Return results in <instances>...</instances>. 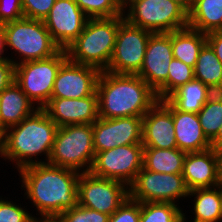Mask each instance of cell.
Returning <instances> with one entry per match:
<instances>
[{
  "label": "cell",
  "instance_id": "cell-1",
  "mask_svg": "<svg viewBox=\"0 0 222 222\" xmlns=\"http://www.w3.org/2000/svg\"><path fill=\"white\" fill-rule=\"evenodd\" d=\"M17 172L24 199L35 207L37 218H58L78 204L79 172L49 163L29 165Z\"/></svg>",
  "mask_w": 222,
  "mask_h": 222
},
{
  "label": "cell",
  "instance_id": "cell-2",
  "mask_svg": "<svg viewBox=\"0 0 222 222\" xmlns=\"http://www.w3.org/2000/svg\"><path fill=\"white\" fill-rule=\"evenodd\" d=\"M57 128L43 109H37L3 132L1 160L12 162L9 164L17 171L29 165L48 163Z\"/></svg>",
  "mask_w": 222,
  "mask_h": 222
},
{
  "label": "cell",
  "instance_id": "cell-3",
  "mask_svg": "<svg viewBox=\"0 0 222 222\" xmlns=\"http://www.w3.org/2000/svg\"><path fill=\"white\" fill-rule=\"evenodd\" d=\"M98 117L144 116L158 101L156 92L138 75L101 71L97 80Z\"/></svg>",
  "mask_w": 222,
  "mask_h": 222
},
{
  "label": "cell",
  "instance_id": "cell-4",
  "mask_svg": "<svg viewBox=\"0 0 222 222\" xmlns=\"http://www.w3.org/2000/svg\"><path fill=\"white\" fill-rule=\"evenodd\" d=\"M123 16L89 18L84 30L66 49L68 59L104 71L111 60L119 24Z\"/></svg>",
  "mask_w": 222,
  "mask_h": 222
},
{
  "label": "cell",
  "instance_id": "cell-5",
  "mask_svg": "<svg viewBox=\"0 0 222 222\" xmlns=\"http://www.w3.org/2000/svg\"><path fill=\"white\" fill-rule=\"evenodd\" d=\"M3 27L5 53L9 54L8 50H10L11 56L9 54L7 58L15 66L51 57L60 50L42 20L22 18L5 23Z\"/></svg>",
  "mask_w": 222,
  "mask_h": 222
},
{
  "label": "cell",
  "instance_id": "cell-6",
  "mask_svg": "<svg viewBox=\"0 0 222 222\" xmlns=\"http://www.w3.org/2000/svg\"><path fill=\"white\" fill-rule=\"evenodd\" d=\"M94 158L93 124L57 128L49 164L85 173L90 171Z\"/></svg>",
  "mask_w": 222,
  "mask_h": 222
},
{
  "label": "cell",
  "instance_id": "cell-7",
  "mask_svg": "<svg viewBox=\"0 0 222 222\" xmlns=\"http://www.w3.org/2000/svg\"><path fill=\"white\" fill-rule=\"evenodd\" d=\"M123 17L152 33H170L188 27V12L172 0H134L123 9Z\"/></svg>",
  "mask_w": 222,
  "mask_h": 222
},
{
  "label": "cell",
  "instance_id": "cell-8",
  "mask_svg": "<svg viewBox=\"0 0 222 222\" xmlns=\"http://www.w3.org/2000/svg\"><path fill=\"white\" fill-rule=\"evenodd\" d=\"M67 59V51L60 49L51 57L15 66V82L38 109L51 99L57 72Z\"/></svg>",
  "mask_w": 222,
  "mask_h": 222
},
{
  "label": "cell",
  "instance_id": "cell-9",
  "mask_svg": "<svg viewBox=\"0 0 222 222\" xmlns=\"http://www.w3.org/2000/svg\"><path fill=\"white\" fill-rule=\"evenodd\" d=\"M188 194L189 189L182 174L157 173L144 168L129 186V197L140 203L162 202L179 205L180 200H187Z\"/></svg>",
  "mask_w": 222,
  "mask_h": 222
},
{
  "label": "cell",
  "instance_id": "cell-10",
  "mask_svg": "<svg viewBox=\"0 0 222 222\" xmlns=\"http://www.w3.org/2000/svg\"><path fill=\"white\" fill-rule=\"evenodd\" d=\"M152 34L124 19L119 24L114 51L105 71L137 75L142 67L147 43Z\"/></svg>",
  "mask_w": 222,
  "mask_h": 222
},
{
  "label": "cell",
  "instance_id": "cell-11",
  "mask_svg": "<svg viewBox=\"0 0 222 222\" xmlns=\"http://www.w3.org/2000/svg\"><path fill=\"white\" fill-rule=\"evenodd\" d=\"M143 151L142 144H130L97 152L89 172L96 177L121 181L129 187L143 168Z\"/></svg>",
  "mask_w": 222,
  "mask_h": 222
},
{
  "label": "cell",
  "instance_id": "cell-12",
  "mask_svg": "<svg viewBox=\"0 0 222 222\" xmlns=\"http://www.w3.org/2000/svg\"><path fill=\"white\" fill-rule=\"evenodd\" d=\"M129 197V187L118 180L80 173L78 204L111 216Z\"/></svg>",
  "mask_w": 222,
  "mask_h": 222
},
{
  "label": "cell",
  "instance_id": "cell-13",
  "mask_svg": "<svg viewBox=\"0 0 222 222\" xmlns=\"http://www.w3.org/2000/svg\"><path fill=\"white\" fill-rule=\"evenodd\" d=\"M142 126L143 116L99 117L93 123L95 153L122 145L142 144Z\"/></svg>",
  "mask_w": 222,
  "mask_h": 222
},
{
  "label": "cell",
  "instance_id": "cell-14",
  "mask_svg": "<svg viewBox=\"0 0 222 222\" xmlns=\"http://www.w3.org/2000/svg\"><path fill=\"white\" fill-rule=\"evenodd\" d=\"M88 19L74 0H56L43 21L56 45L66 50L82 33Z\"/></svg>",
  "mask_w": 222,
  "mask_h": 222
},
{
  "label": "cell",
  "instance_id": "cell-15",
  "mask_svg": "<svg viewBox=\"0 0 222 222\" xmlns=\"http://www.w3.org/2000/svg\"><path fill=\"white\" fill-rule=\"evenodd\" d=\"M100 72L96 67L67 59L57 72L51 98L78 99L92 95Z\"/></svg>",
  "mask_w": 222,
  "mask_h": 222
},
{
  "label": "cell",
  "instance_id": "cell-16",
  "mask_svg": "<svg viewBox=\"0 0 222 222\" xmlns=\"http://www.w3.org/2000/svg\"><path fill=\"white\" fill-rule=\"evenodd\" d=\"M144 148H177L173 122V104L159 100L144 116L142 126Z\"/></svg>",
  "mask_w": 222,
  "mask_h": 222
},
{
  "label": "cell",
  "instance_id": "cell-17",
  "mask_svg": "<svg viewBox=\"0 0 222 222\" xmlns=\"http://www.w3.org/2000/svg\"><path fill=\"white\" fill-rule=\"evenodd\" d=\"M174 58L170 33H153L147 43L142 67L137 74L154 91L168 78L169 64Z\"/></svg>",
  "mask_w": 222,
  "mask_h": 222
},
{
  "label": "cell",
  "instance_id": "cell-18",
  "mask_svg": "<svg viewBox=\"0 0 222 222\" xmlns=\"http://www.w3.org/2000/svg\"><path fill=\"white\" fill-rule=\"evenodd\" d=\"M58 127L93 124L98 117V95L78 99L51 98L42 108Z\"/></svg>",
  "mask_w": 222,
  "mask_h": 222
},
{
  "label": "cell",
  "instance_id": "cell-19",
  "mask_svg": "<svg viewBox=\"0 0 222 222\" xmlns=\"http://www.w3.org/2000/svg\"><path fill=\"white\" fill-rule=\"evenodd\" d=\"M182 175L189 191L217 187L214 148L202 152L187 153L184 159Z\"/></svg>",
  "mask_w": 222,
  "mask_h": 222
},
{
  "label": "cell",
  "instance_id": "cell-20",
  "mask_svg": "<svg viewBox=\"0 0 222 222\" xmlns=\"http://www.w3.org/2000/svg\"><path fill=\"white\" fill-rule=\"evenodd\" d=\"M173 122L178 149L193 153L212 148L203 133L197 113L183 112L173 105Z\"/></svg>",
  "mask_w": 222,
  "mask_h": 222
},
{
  "label": "cell",
  "instance_id": "cell-21",
  "mask_svg": "<svg viewBox=\"0 0 222 222\" xmlns=\"http://www.w3.org/2000/svg\"><path fill=\"white\" fill-rule=\"evenodd\" d=\"M37 109L14 80L0 93V133L19 124Z\"/></svg>",
  "mask_w": 222,
  "mask_h": 222
},
{
  "label": "cell",
  "instance_id": "cell-22",
  "mask_svg": "<svg viewBox=\"0 0 222 222\" xmlns=\"http://www.w3.org/2000/svg\"><path fill=\"white\" fill-rule=\"evenodd\" d=\"M187 197V201L191 198L188 202L193 204L192 215L188 217L194 215V219L222 222V195L219 186L191 190Z\"/></svg>",
  "mask_w": 222,
  "mask_h": 222
},
{
  "label": "cell",
  "instance_id": "cell-23",
  "mask_svg": "<svg viewBox=\"0 0 222 222\" xmlns=\"http://www.w3.org/2000/svg\"><path fill=\"white\" fill-rule=\"evenodd\" d=\"M188 27L205 34L222 31V0H196L188 12Z\"/></svg>",
  "mask_w": 222,
  "mask_h": 222
},
{
  "label": "cell",
  "instance_id": "cell-24",
  "mask_svg": "<svg viewBox=\"0 0 222 222\" xmlns=\"http://www.w3.org/2000/svg\"><path fill=\"white\" fill-rule=\"evenodd\" d=\"M206 43V34L189 27L171 32L172 53L175 59L195 67L199 52Z\"/></svg>",
  "mask_w": 222,
  "mask_h": 222
},
{
  "label": "cell",
  "instance_id": "cell-25",
  "mask_svg": "<svg viewBox=\"0 0 222 222\" xmlns=\"http://www.w3.org/2000/svg\"><path fill=\"white\" fill-rule=\"evenodd\" d=\"M214 92L197 79L176 89L167 99L180 111L198 113Z\"/></svg>",
  "mask_w": 222,
  "mask_h": 222
},
{
  "label": "cell",
  "instance_id": "cell-26",
  "mask_svg": "<svg viewBox=\"0 0 222 222\" xmlns=\"http://www.w3.org/2000/svg\"><path fill=\"white\" fill-rule=\"evenodd\" d=\"M186 154L178 148H144L143 168L157 173L182 174Z\"/></svg>",
  "mask_w": 222,
  "mask_h": 222
},
{
  "label": "cell",
  "instance_id": "cell-27",
  "mask_svg": "<svg viewBox=\"0 0 222 222\" xmlns=\"http://www.w3.org/2000/svg\"><path fill=\"white\" fill-rule=\"evenodd\" d=\"M193 70L194 79L201 81L213 92H222V63L207 42L201 48Z\"/></svg>",
  "mask_w": 222,
  "mask_h": 222
},
{
  "label": "cell",
  "instance_id": "cell-28",
  "mask_svg": "<svg viewBox=\"0 0 222 222\" xmlns=\"http://www.w3.org/2000/svg\"><path fill=\"white\" fill-rule=\"evenodd\" d=\"M197 114L204 135L211 141L222 124V92H214Z\"/></svg>",
  "mask_w": 222,
  "mask_h": 222
},
{
  "label": "cell",
  "instance_id": "cell-29",
  "mask_svg": "<svg viewBox=\"0 0 222 222\" xmlns=\"http://www.w3.org/2000/svg\"><path fill=\"white\" fill-rule=\"evenodd\" d=\"M194 79L193 67L173 58L167 80L155 91L159 100L167 99L176 89Z\"/></svg>",
  "mask_w": 222,
  "mask_h": 222
},
{
  "label": "cell",
  "instance_id": "cell-30",
  "mask_svg": "<svg viewBox=\"0 0 222 222\" xmlns=\"http://www.w3.org/2000/svg\"><path fill=\"white\" fill-rule=\"evenodd\" d=\"M183 210L175 203H140V222H181Z\"/></svg>",
  "mask_w": 222,
  "mask_h": 222
},
{
  "label": "cell",
  "instance_id": "cell-31",
  "mask_svg": "<svg viewBox=\"0 0 222 222\" xmlns=\"http://www.w3.org/2000/svg\"><path fill=\"white\" fill-rule=\"evenodd\" d=\"M89 18L123 16L118 0H74Z\"/></svg>",
  "mask_w": 222,
  "mask_h": 222
},
{
  "label": "cell",
  "instance_id": "cell-32",
  "mask_svg": "<svg viewBox=\"0 0 222 222\" xmlns=\"http://www.w3.org/2000/svg\"><path fill=\"white\" fill-rule=\"evenodd\" d=\"M9 199L10 197L0 196V222H32L34 218H37L33 211L31 213L28 211V203L23 207L21 202L16 203V200Z\"/></svg>",
  "mask_w": 222,
  "mask_h": 222
},
{
  "label": "cell",
  "instance_id": "cell-33",
  "mask_svg": "<svg viewBox=\"0 0 222 222\" xmlns=\"http://www.w3.org/2000/svg\"><path fill=\"white\" fill-rule=\"evenodd\" d=\"M58 219L60 222H108L109 215L77 204L65 210Z\"/></svg>",
  "mask_w": 222,
  "mask_h": 222
},
{
  "label": "cell",
  "instance_id": "cell-34",
  "mask_svg": "<svg viewBox=\"0 0 222 222\" xmlns=\"http://www.w3.org/2000/svg\"><path fill=\"white\" fill-rule=\"evenodd\" d=\"M56 0H22L24 18L44 20Z\"/></svg>",
  "mask_w": 222,
  "mask_h": 222
},
{
  "label": "cell",
  "instance_id": "cell-35",
  "mask_svg": "<svg viewBox=\"0 0 222 222\" xmlns=\"http://www.w3.org/2000/svg\"><path fill=\"white\" fill-rule=\"evenodd\" d=\"M108 222H140V202L128 197L124 203L109 216Z\"/></svg>",
  "mask_w": 222,
  "mask_h": 222
},
{
  "label": "cell",
  "instance_id": "cell-36",
  "mask_svg": "<svg viewBox=\"0 0 222 222\" xmlns=\"http://www.w3.org/2000/svg\"><path fill=\"white\" fill-rule=\"evenodd\" d=\"M24 18L22 0H0V24Z\"/></svg>",
  "mask_w": 222,
  "mask_h": 222
},
{
  "label": "cell",
  "instance_id": "cell-37",
  "mask_svg": "<svg viewBox=\"0 0 222 222\" xmlns=\"http://www.w3.org/2000/svg\"><path fill=\"white\" fill-rule=\"evenodd\" d=\"M15 78V65L9 59L0 60V93L6 89Z\"/></svg>",
  "mask_w": 222,
  "mask_h": 222
},
{
  "label": "cell",
  "instance_id": "cell-38",
  "mask_svg": "<svg viewBox=\"0 0 222 222\" xmlns=\"http://www.w3.org/2000/svg\"><path fill=\"white\" fill-rule=\"evenodd\" d=\"M206 42L211 46L215 55L222 63V31H214L206 34Z\"/></svg>",
  "mask_w": 222,
  "mask_h": 222
},
{
  "label": "cell",
  "instance_id": "cell-39",
  "mask_svg": "<svg viewBox=\"0 0 222 222\" xmlns=\"http://www.w3.org/2000/svg\"><path fill=\"white\" fill-rule=\"evenodd\" d=\"M218 185H222V147L215 148Z\"/></svg>",
  "mask_w": 222,
  "mask_h": 222
},
{
  "label": "cell",
  "instance_id": "cell-40",
  "mask_svg": "<svg viewBox=\"0 0 222 222\" xmlns=\"http://www.w3.org/2000/svg\"><path fill=\"white\" fill-rule=\"evenodd\" d=\"M5 53V31L3 25L0 24V60L8 59Z\"/></svg>",
  "mask_w": 222,
  "mask_h": 222
},
{
  "label": "cell",
  "instance_id": "cell-41",
  "mask_svg": "<svg viewBox=\"0 0 222 222\" xmlns=\"http://www.w3.org/2000/svg\"><path fill=\"white\" fill-rule=\"evenodd\" d=\"M212 148L222 147V124L219 127L217 135L210 141Z\"/></svg>",
  "mask_w": 222,
  "mask_h": 222
},
{
  "label": "cell",
  "instance_id": "cell-42",
  "mask_svg": "<svg viewBox=\"0 0 222 222\" xmlns=\"http://www.w3.org/2000/svg\"><path fill=\"white\" fill-rule=\"evenodd\" d=\"M181 5L187 12H189L195 4L196 0H172Z\"/></svg>",
  "mask_w": 222,
  "mask_h": 222
},
{
  "label": "cell",
  "instance_id": "cell-43",
  "mask_svg": "<svg viewBox=\"0 0 222 222\" xmlns=\"http://www.w3.org/2000/svg\"><path fill=\"white\" fill-rule=\"evenodd\" d=\"M185 212V213H184ZM186 210L184 211L183 210V212H182V217H181V222H187V220H189L190 218H191V220H189L190 222H209V221H204V220H199V219H194V218H192V217H190V218H188L186 215H188V214H186Z\"/></svg>",
  "mask_w": 222,
  "mask_h": 222
},
{
  "label": "cell",
  "instance_id": "cell-44",
  "mask_svg": "<svg viewBox=\"0 0 222 222\" xmlns=\"http://www.w3.org/2000/svg\"><path fill=\"white\" fill-rule=\"evenodd\" d=\"M32 222H60L58 218H34Z\"/></svg>",
  "mask_w": 222,
  "mask_h": 222
},
{
  "label": "cell",
  "instance_id": "cell-45",
  "mask_svg": "<svg viewBox=\"0 0 222 222\" xmlns=\"http://www.w3.org/2000/svg\"><path fill=\"white\" fill-rule=\"evenodd\" d=\"M132 1L134 0H118V3L121 6V8L124 9Z\"/></svg>",
  "mask_w": 222,
  "mask_h": 222
},
{
  "label": "cell",
  "instance_id": "cell-46",
  "mask_svg": "<svg viewBox=\"0 0 222 222\" xmlns=\"http://www.w3.org/2000/svg\"><path fill=\"white\" fill-rule=\"evenodd\" d=\"M2 154V134L0 133V156Z\"/></svg>",
  "mask_w": 222,
  "mask_h": 222
},
{
  "label": "cell",
  "instance_id": "cell-47",
  "mask_svg": "<svg viewBox=\"0 0 222 222\" xmlns=\"http://www.w3.org/2000/svg\"><path fill=\"white\" fill-rule=\"evenodd\" d=\"M221 191V195H222V185H218Z\"/></svg>",
  "mask_w": 222,
  "mask_h": 222
}]
</instances>
